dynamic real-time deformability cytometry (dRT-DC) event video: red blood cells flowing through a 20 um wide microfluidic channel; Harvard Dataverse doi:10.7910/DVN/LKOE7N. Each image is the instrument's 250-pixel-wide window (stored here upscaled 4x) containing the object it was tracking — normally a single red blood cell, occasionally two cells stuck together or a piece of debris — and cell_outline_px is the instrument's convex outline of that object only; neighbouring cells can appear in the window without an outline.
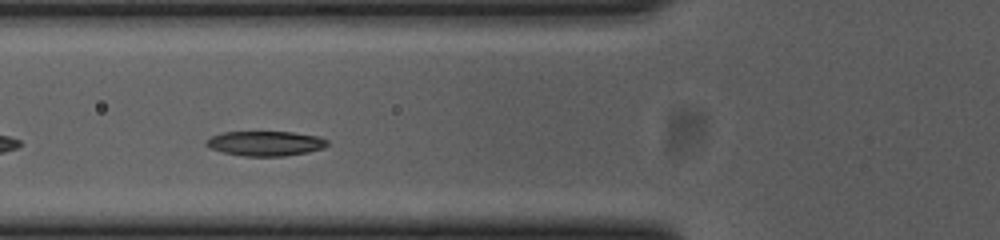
{"species": "common noctule bat (a hibernating species)", "species_latin": "Nyctalus noctula", "temperature_condition": "cold", "stored_images_in_passage": 33, "camera_frame_rate_fps": 3000, "um_per_image_px": 0.085, "animal": {"sex": "female", "body_mass_g": 23.0, "forearm_length_mm": 53.4}, "frame": {"image": 1, "passage_image": 6, "time_ms": 1.667, "image_size_px": [1000, 240], "cell_outline_px": [[328, 144], [324, 148], [308, 152], [284, 156], [244, 156], [224, 152], [208, 148], [204, 144], [212, 136], [224, 132], [292, 132], [320, 136], [328, 140]], "centroid_in_image_um": [22.59, 12.19], "position_along_channel_um": 103.2, "area_um2": 17.51}}
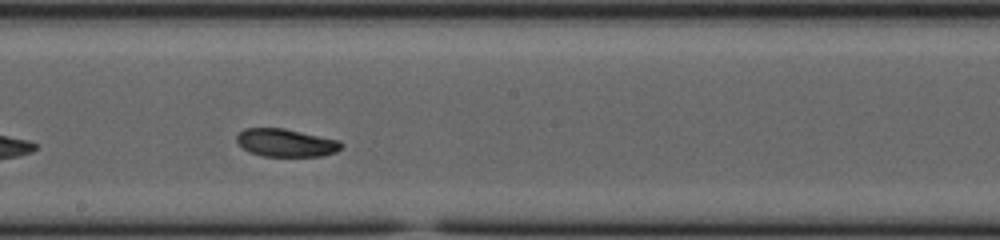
{"frame": {"image": 2, "passage_image": 16, "time_ms": 5.0, "image_size_px": [1000, 240], "cell_outline_px": [[344, 148], [336, 152], [320, 156], [264, 156], [248, 152], [236, 140], [236, 136], [244, 128], [284, 128], [340, 140], [344, 144]], "centroid_in_image_um": [24.35, 12.13], "position_along_channel_um": 223.9, "area_um2": 17.11}}
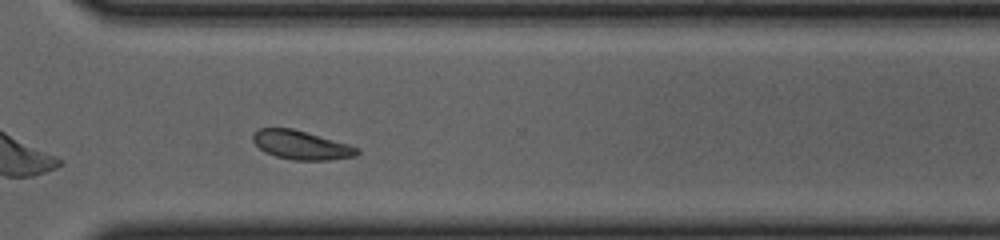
{"frame": {"image": 3, "passage_image": 26, "time_ms": 8.333, "image_size_px": [1000, 240], "cell_outline_px": [[360, 152], [356, 156], [328, 160], [292, 160], [276, 156], [264, 152], [252, 140], [252, 136], [260, 128], [292, 128], [348, 144], [360, 148]], "centroid_in_image_um": [25.62, 12.34], "position_along_channel_um": 345.0, "area_um2": 17.4}, "authors_computed_cell_mechanics": {"area_um2": 17.5134, "velocity_mm_per_s": 3.6269, "shape_relaxation_time_tau1_ms": 1.5582, "shape_relaxation_time_tau2_ms": 3.4373, "deformation_change_tau1": 0.0832, "deformation_change_tau2": 0.0633}}